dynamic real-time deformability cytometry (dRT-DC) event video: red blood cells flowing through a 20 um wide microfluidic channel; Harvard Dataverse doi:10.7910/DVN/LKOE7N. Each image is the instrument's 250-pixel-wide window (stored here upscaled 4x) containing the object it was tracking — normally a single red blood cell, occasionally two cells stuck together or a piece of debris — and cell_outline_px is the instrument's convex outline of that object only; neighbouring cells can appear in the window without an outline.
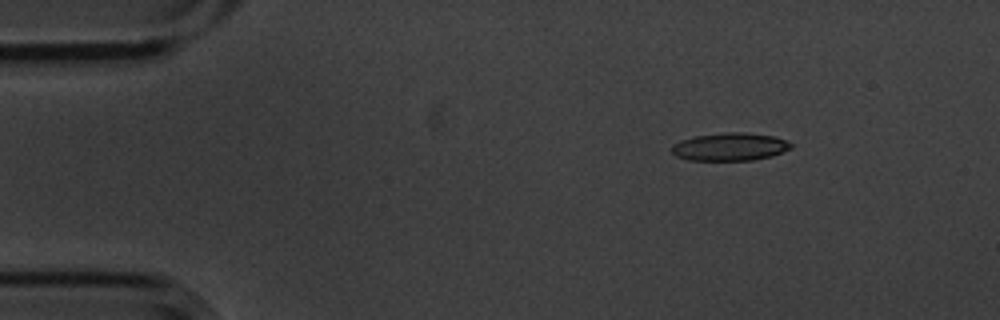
{"species": "common noctule bat (a hibernating species)", "species_latin": "Nyctalus noctula", "temperature_condition": "cold", "stored_images_in_passage": 4, "camera_frame_rate_fps": 3000, "um_per_image_px": 0.085, "animal": {"sex": "male", "body_mass_g": 20.1, "forearm_length_mm": 53.5}, "frame": {"image": 1, "passage_image": 1, "time_ms": 0.0, "image_size_px": [1000, 320], "cell_outline_px": [[792, 148], [772, 156], [752, 160], [688, 160], [676, 156], [672, 152], [672, 144], [680, 140], [696, 136], [728, 132], [744, 132], [772, 136], [784, 140], [792, 144]], "centroid_in_image_um": [62.03, 12.48], "position_along_channel_um": 23.0, "area_um2": 19.25}}